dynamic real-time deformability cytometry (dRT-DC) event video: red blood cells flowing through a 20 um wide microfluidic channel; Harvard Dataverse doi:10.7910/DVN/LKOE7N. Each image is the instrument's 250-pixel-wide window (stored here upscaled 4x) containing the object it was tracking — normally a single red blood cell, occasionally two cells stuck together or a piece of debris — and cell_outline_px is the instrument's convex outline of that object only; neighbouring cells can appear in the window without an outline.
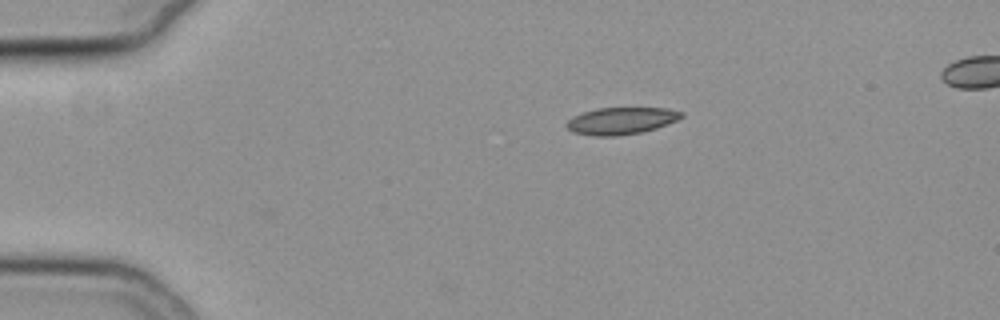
{"species": "common noctule bat (a hibernating species)", "species_latin": "Nyctalus noctula", "temperature_condition": "cold", "stored_images_in_passage": 2, "camera_frame_rate_fps": 3000, "um_per_image_px": 0.085, "animal": {"sex": "female", "body_mass_g": 19.3, "forearm_length_mm": 54.1}, "frame": {"image": 1, "passage_image": 2, "time_ms": 0.333, "image_size_px": [1000, 320], "cell_outline_px": [[684, 116], [676, 120], [656, 128], [640, 132], [616, 136], [596, 136], [572, 132], [564, 124], [572, 116], [596, 108], [668, 108], [684, 112]], "centroid_in_image_um": [52.78, 10.26], "position_along_channel_um": 32.2, "area_um2": 18.03}}